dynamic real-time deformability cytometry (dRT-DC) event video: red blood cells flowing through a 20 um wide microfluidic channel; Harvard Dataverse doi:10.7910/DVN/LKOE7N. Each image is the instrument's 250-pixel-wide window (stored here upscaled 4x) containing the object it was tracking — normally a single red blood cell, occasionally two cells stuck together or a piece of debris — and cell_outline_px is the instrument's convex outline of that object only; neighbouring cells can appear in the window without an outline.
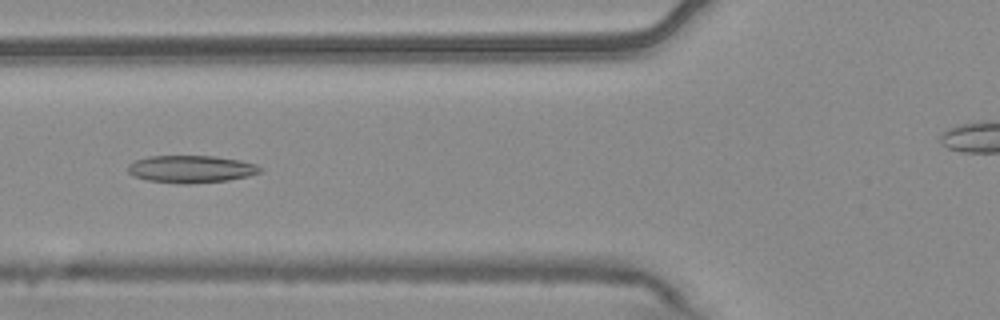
{"species": "common noctule bat (a hibernating species)", "species_latin": "Nyctalus noctula", "temperature_condition": "warm", "stored_images_in_passage": 7, "camera_frame_rate_fps": 3000, "um_per_image_px": 0.085, "animal": {"sex": "male", "body_mass_g": 20.4}, "frame": {"image": 1, "passage_image": 6, "time_ms": 1.667, "image_size_px": [1000, 320], "cell_outline_px": [[264, 168], [260, 172], [248, 176], [228, 180], [192, 184], [184, 184], [148, 180], [136, 176], [128, 172], [128, 164], [136, 160], [148, 156], [216, 156], [240, 160], [256, 164]], "centroid_in_image_um": [16.28, 14.37], "position_along_channel_um": 109.5, "area_um2": 21.1}}
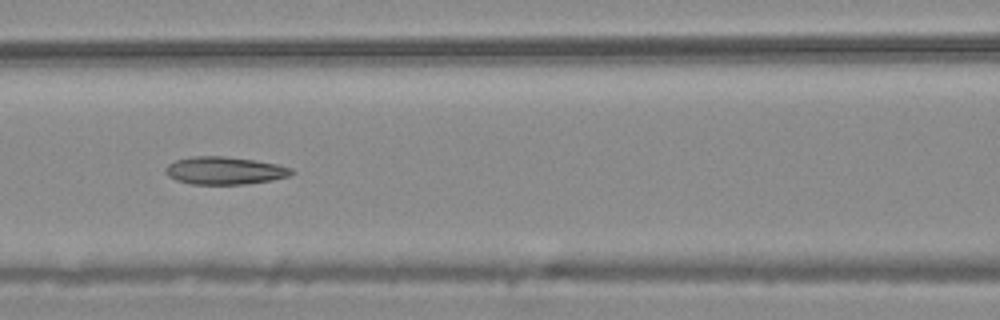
{"frame": {"image": 2, "passage_image": 7, "time_ms": 2.0, "image_size_px": [1000, 320], "cell_outline_px": [[296, 172], [288, 176], [272, 180], [244, 184], [192, 184], [176, 180], [168, 176], [164, 172], [164, 168], [168, 164], [176, 160], [192, 156], [224, 156], [256, 160], [280, 164], [292, 168]], "centroid_in_image_um": [19.11, 14.49], "position_along_channel_um": 147.5, "area_um2": 20.52}}